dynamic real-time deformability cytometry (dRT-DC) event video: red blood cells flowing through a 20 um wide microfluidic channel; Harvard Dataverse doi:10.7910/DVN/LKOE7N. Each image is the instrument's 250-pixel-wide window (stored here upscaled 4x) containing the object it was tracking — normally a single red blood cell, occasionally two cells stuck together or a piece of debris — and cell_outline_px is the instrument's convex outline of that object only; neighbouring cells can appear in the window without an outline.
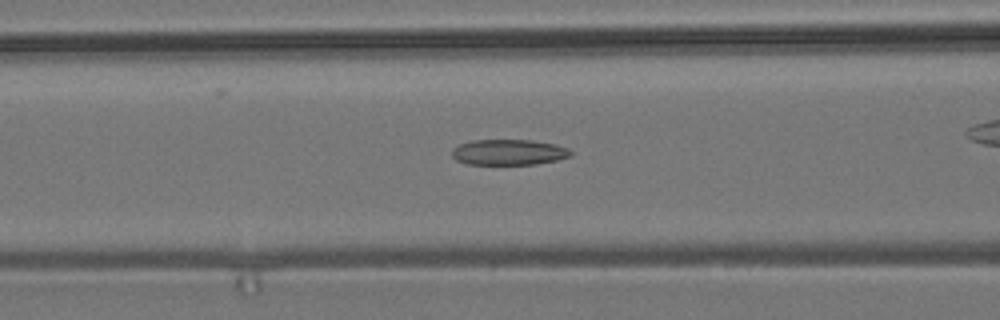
{"species": "common noctule bat (a hibernating species)", "species_latin": "Nyctalus noctula", "temperature_condition": "room temperature", "stored_images_in_passage": 44, "camera_frame_rate_fps": 3000, "um_per_image_px": 0.085, "animal": {"sex": "male", "body_mass_g": 19.2, "forearm_length_mm": 51.8}, "frame": {"image": 1, "passage_image": 22, "time_ms": 7.0, "image_size_px": [1000, 320], "cell_outline_px": [[572, 156], [556, 160], [536, 164], [468, 164], [456, 160], [452, 156], [452, 148], [460, 144], [472, 140], [532, 140], [556, 144], [568, 148], [572, 152]], "centroid_in_image_um": [43.25, 12.93], "position_along_channel_um": 123.3, "area_um2": 17.8}}
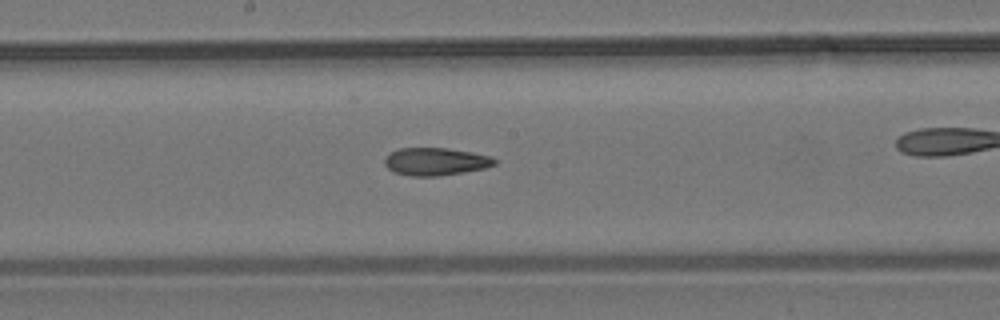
{"frame": {"image": 2, "passage_image": 29, "time_ms": 9.333, "image_size_px": [1000, 320], "cell_outline_px": [[496, 164], [484, 168], [464, 172], [440, 176], [412, 176], [392, 172], [384, 164], [384, 160], [392, 152], [400, 148], [448, 148], [472, 152], [492, 156], [496, 160]], "centroid_in_image_um": [37.04, 13.73], "position_along_channel_um": 211.2, "area_um2": 17.74}}
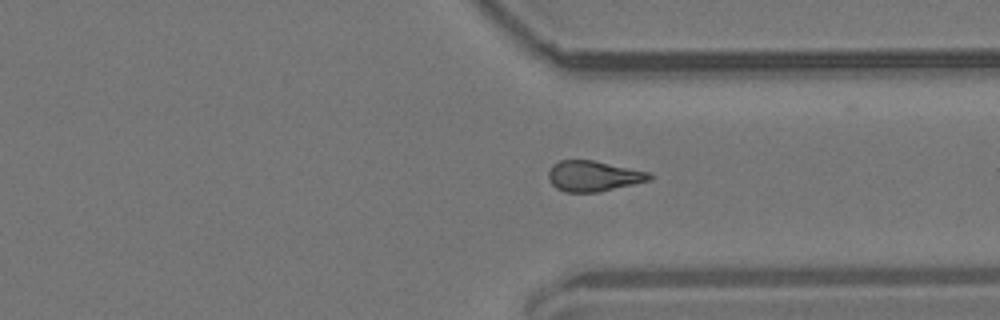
{"frame": {"image": 3, "passage_image": 41, "time_ms": 13.333, "image_size_px": [1000, 320], "cell_outline_px": [[652, 180], [600, 192], [564, 192], [556, 188], [548, 180], [548, 172], [552, 164], [560, 160], [592, 160], [652, 172]], "centroid_in_image_um": [50.45, 14.97], "position_along_channel_um": 360.9, "area_um2": 18.26}}